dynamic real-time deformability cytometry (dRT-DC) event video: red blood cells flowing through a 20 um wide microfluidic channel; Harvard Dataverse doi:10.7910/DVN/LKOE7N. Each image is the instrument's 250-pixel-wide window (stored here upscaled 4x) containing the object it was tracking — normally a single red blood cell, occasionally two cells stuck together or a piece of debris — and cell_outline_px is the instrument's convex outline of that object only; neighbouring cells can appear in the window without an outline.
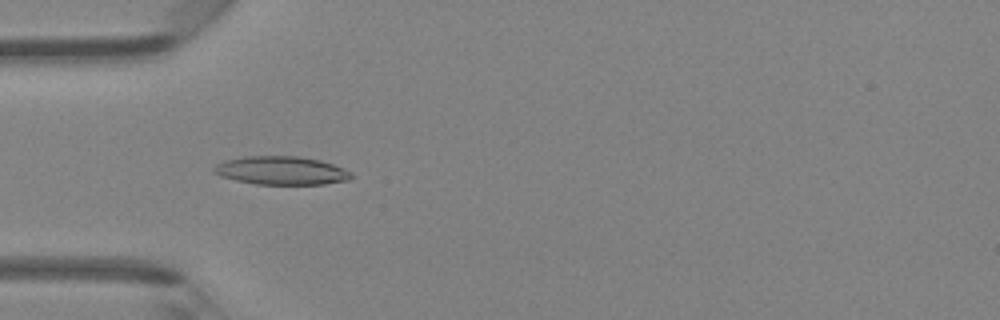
{"species": "Egyptian fruit bat (a non-hibernating species)", "species_latin": "Rousettus aegyptiacus", "temperature_condition": "room temperature", "stored_images_in_passage": 46, "camera_frame_rate_fps": 3000, "um_per_image_px": 0.085, "animal": {"sex": "female"}, "frame": {"image": 1, "passage_image": 14, "time_ms": 4.333, "image_size_px": [1000, 320], "cell_outline_px": [[352, 176], [348, 180], [324, 184], [256, 184], [236, 180], [220, 176], [212, 172], [212, 168], [216, 164], [224, 160], [244, 156], [300, 156], [320, 160], [344, 168], [352, 172]], "centroid_in_image_um": [23.89, 14.49], "position_along_channel_um": 61.1, "area_um2": 22.83}}
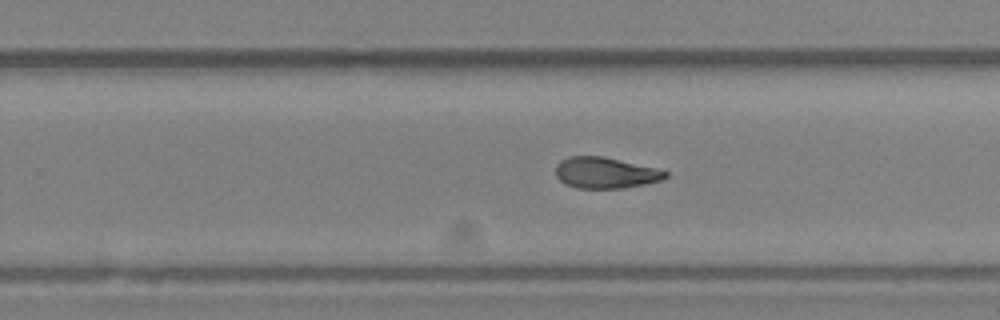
{"frame": {"image": 2, "passage_image": 29, "time_ms": 9.333, "image_size_px": [1000, 320], "cell_outline_px": [[668, 176], [664, 180], [624, 188], [576, 188], [564, 184], [556, 176], [556, 164], [560, 160], [568, 156], [604, 156], [656, 168], [668, 172]], "centroid_in_image_um": [51.45, 14.68], "position_along_channel_um": 278.3, "area_um2": 20.06}}
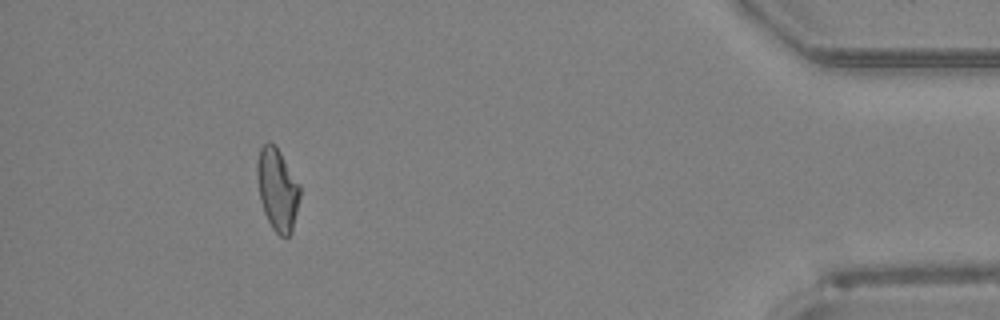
{"frame": {"image": 3, "passage_image": 42, "time_ms": 13.667, "image_size_px": [1000, 320], "cell_outline_px": [[300, 196], [292, 232], [288, 236], [280, 236], [272, 228], [264, 212], [260, 200], [256, 176], [256, 160], [260, 148], [268, 140], [276, 144], [300, 184]], "centroid_in_image_um": [23.57, 16.05], "position_along_channel_um": 411.6, "area_um2": 20.87}}